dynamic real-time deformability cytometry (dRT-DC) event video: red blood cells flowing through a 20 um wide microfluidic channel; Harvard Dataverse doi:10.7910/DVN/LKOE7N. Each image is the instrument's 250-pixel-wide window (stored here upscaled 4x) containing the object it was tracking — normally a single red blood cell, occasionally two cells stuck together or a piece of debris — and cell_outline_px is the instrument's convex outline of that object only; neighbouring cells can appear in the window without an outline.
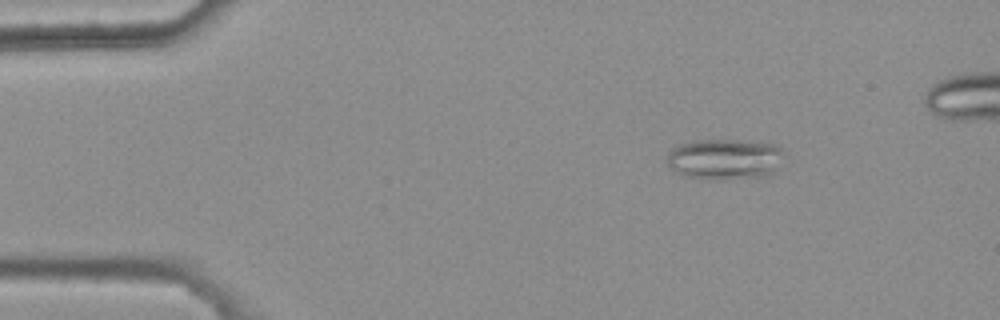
{"species": "common noctule bat (a hibernating species)", "species_latin": "Nyctalus noctula", "temperature_condition": "warm", "stored_images_in_passage": 5, "camera_frame_rate_fps": 3000, "um_per_image_px": 0.085, "animal": {"sex": "female", "body_mass_g": 25.1}, "frame": {"image": 1, "passage_image": 2, "time_ms": 0.333, "image_size_px": [1000, 320], "cell_outline_px": [[784, 156], [764, 176], [720, 180], [708, 180], [684, 176], [672, 172], [668, 164], [668, 152], [672, 148], [680, 144], [696, 140], [744, 140], [772, 144], [784, 148]], "centroid_in_image_um": [61.53, 13.52], "position_along_channel_um": 23.5, "area_um2": 27.86}}